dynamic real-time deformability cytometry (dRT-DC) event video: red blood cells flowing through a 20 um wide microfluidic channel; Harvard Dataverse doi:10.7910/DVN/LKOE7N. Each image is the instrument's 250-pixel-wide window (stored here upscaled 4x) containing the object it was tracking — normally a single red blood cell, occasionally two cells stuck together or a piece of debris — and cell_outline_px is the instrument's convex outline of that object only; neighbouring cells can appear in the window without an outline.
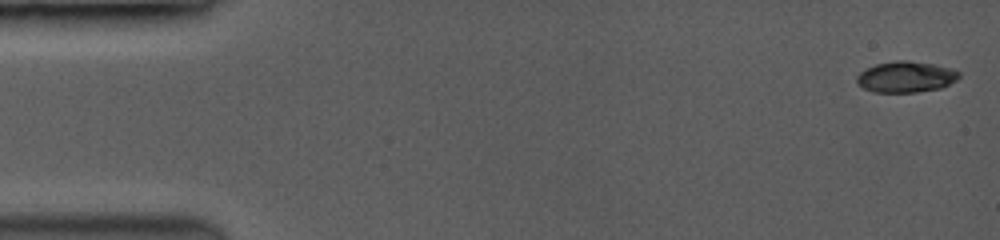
{"species": "common noctule bat (a hibernating species)", "species_latin": "Nyctalus noctula", "temperature_condition": "room temperature", "stored_images_in_passage": 23, "camera_frame_rate_fps": 3500, "um_per_image_px": 0.085, "animal": {"sex": "female", "body_mass_g": 19.0, "forearm_length_mm": 53.3}, "frame": {"image": 1, "passage_image": 1, "time_ms": 0.0, "image_size_px": [1000, 240], "cell_outline_px": [[960, 76], [956, 80], [940, 88], [916, 92], [872, 92], [856, 84], [856, 76], [860, 72], [876, 64], [900, 60], [904, 60], [932, 64], [952, 68], [960, 72]], "centroid_in_image_um": [76.98, 6.54], "position_along_channel_um": 8.0, "area_um2": 18.38}}
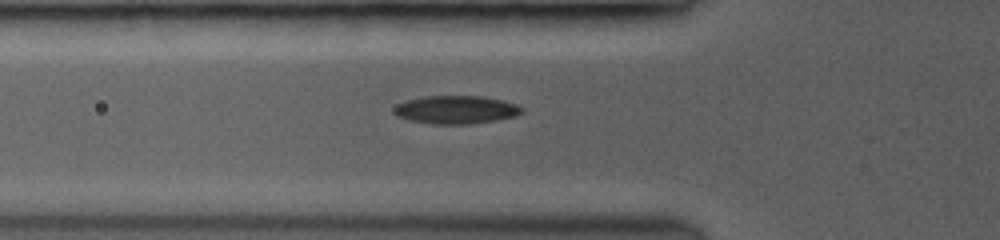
{"frame": {"image": 2, "passage_image": 11, "time_ms": 5.429, "image_size_px": [1000, 240], "cell_outline_px": [[524, 112], [516, 116], [496, 120], [472, 124], [432, 124], [408, 120], [396, 116], [396, 108], [400, 104], [408, 100], [428, 96], [480, 96], [500, 100], [516, 104], [524, 108]], "centroid_in_image_um": [38.82, 9.34], "position_along_channel_um": 87.0, "area_um2": 20.75}}
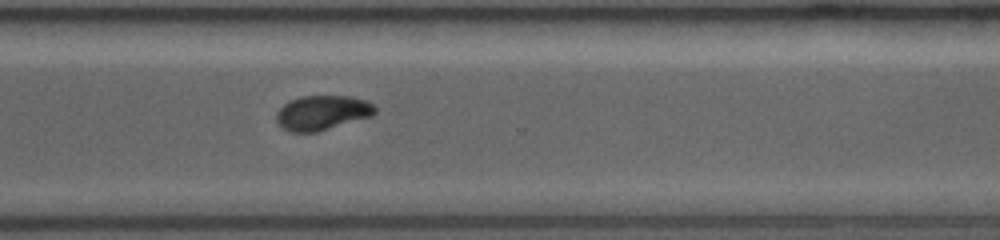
{"frame": {"image": 3, "passage_image": 23, "time_ms": 11.714, "image_size_px": [1000, 240], "cell_outline_px": [[376, 112], [372, 116], [316, 132], [292, 132], [276, 124], [276, 112], [284, 104], [300, 96], [352, 96], [364, 100], [372, 104], [376, 108]], "centroid_in_image_um": [27.37, 9.58], "position_along_channel_um": 343.2, "area_um2": 19.83}}